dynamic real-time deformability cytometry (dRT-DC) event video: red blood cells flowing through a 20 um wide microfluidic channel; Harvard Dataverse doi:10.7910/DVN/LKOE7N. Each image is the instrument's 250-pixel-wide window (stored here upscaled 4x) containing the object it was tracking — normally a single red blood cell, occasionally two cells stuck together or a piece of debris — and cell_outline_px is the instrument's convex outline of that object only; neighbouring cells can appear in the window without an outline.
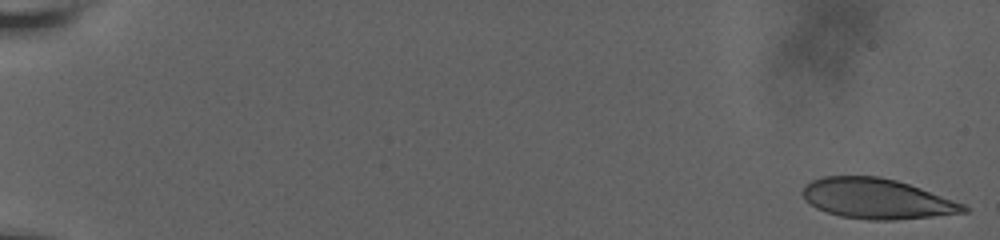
{"species": "human", "species_latin": "Homo sapiens", "temperature_condition": "room temperature", "stored_images_in_passage": 15, "camera_frame_rate_fps": 3000, "um_per_image_px": 0.085, "donor": {"sex": "male"}, "frame": {"image": 1, "passage_image": 1, "time_ms": 0.0, "image_size_px": [1000, 240], "cell_outline_px": [[968, 212], [932, 216], [892, 220], [868, 220], [840, 216], [816, 208], [804, 200], [804, 184], [820, 176], [880, 176], [896, 180], [920, 188], [964, 204], [968, 208]], "centroid_in_image_um": [74.49, 16.88], "position_along_channel_um": 10.5, "area_um2": 37.51}}